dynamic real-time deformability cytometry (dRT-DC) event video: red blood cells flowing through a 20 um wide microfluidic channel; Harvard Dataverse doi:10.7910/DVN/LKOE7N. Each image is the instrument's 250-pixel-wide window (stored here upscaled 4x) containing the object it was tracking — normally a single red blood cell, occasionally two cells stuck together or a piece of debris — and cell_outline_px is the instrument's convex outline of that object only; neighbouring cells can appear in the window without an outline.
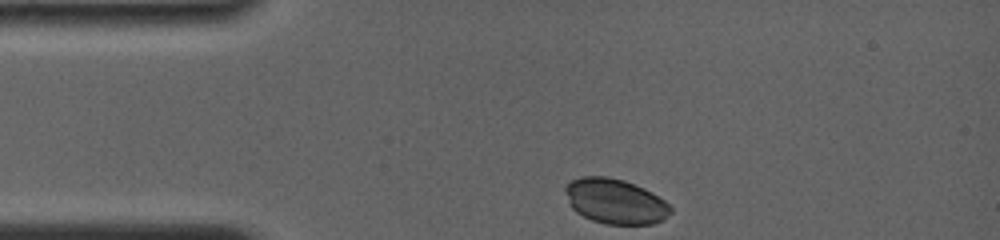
{"species": "common noctule bat (a hibernating species)", "species_latin": "Nyctalus noctula", "temperature_condition": "room temperature", "stored_images_in_passage": 37, "camera_frame_rate_fps": 4000, "um_per_image_px": 0.085, "animal": {"sex": "female", "body_mass_g": 19.0, "forearm_length_mm": 56.7}, "frame": {"image": 1, "passage_image": 1, "time_ms": 0.0, "image_size_px": [1000, 240], "cell_outline_px": [[672, 212], [660, 220], [652, 224], [608, 224], [592, 220], [576, 212], [568, 204], [564, 192], [564, 184], [580, 176], [608, 176], [624, 180], [644, 188], [652, 192], [664, 200], [672, 208]], "centroid_in_image_um": [52.25, 17.09], "position_along_channel_um": 32.8, "area_um2": 27.8}}
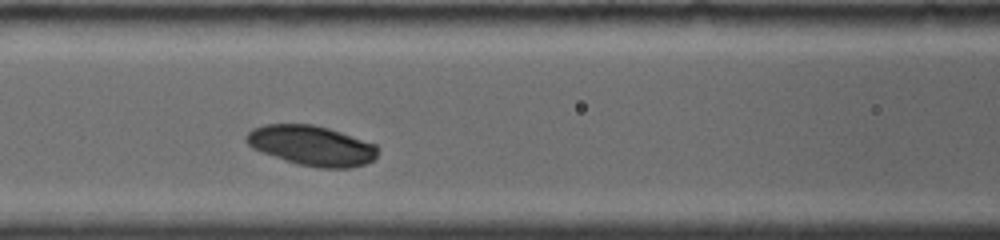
{"frame": {"image": 2, "passage_image": 16, "time_ms": 3.75, "image_size_px": [1000, 240], "cell_outline_px": [[376, 156], [372, 160], [364, 164], [348, 168], [320, 168], [296, 164], [260, 152], [252, 148], [244, 140], [244, 136], [252, 128], [264, 124], [312, 124], [328, 128], [376, 144]], "centroid_in_image_um": [26.42, 12.37], "position_along_channel_um": 140.2, "area_um2": 30.69}}
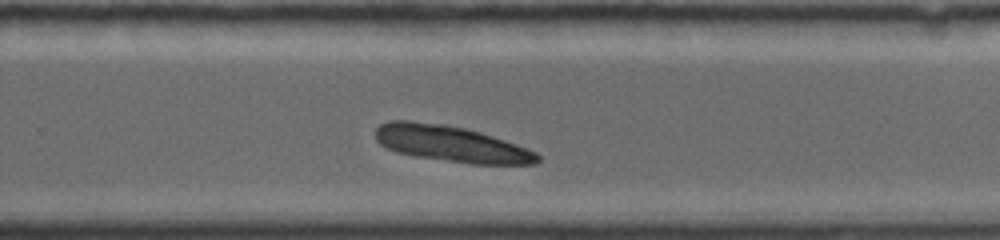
{"frame": {"image": 3, "passage_image": 32, "time_ms": 7.75, "image_size_px": [1000, 240], "cell_outline_px": [[540, 160], [536, 164], [472, 164], [416, 156], [396, 152], [380, 144], [376, 140], [376, 128], [380, 124], [388, 120], [408, 120], [444, 124], [464, 128], [480, 132], [516, 144], [536, 152], [540, 156]], "centroid_in_image_um": [38.33, 12.22], "position_along_channel_um": 291.5, "area_um2": 33.99}}